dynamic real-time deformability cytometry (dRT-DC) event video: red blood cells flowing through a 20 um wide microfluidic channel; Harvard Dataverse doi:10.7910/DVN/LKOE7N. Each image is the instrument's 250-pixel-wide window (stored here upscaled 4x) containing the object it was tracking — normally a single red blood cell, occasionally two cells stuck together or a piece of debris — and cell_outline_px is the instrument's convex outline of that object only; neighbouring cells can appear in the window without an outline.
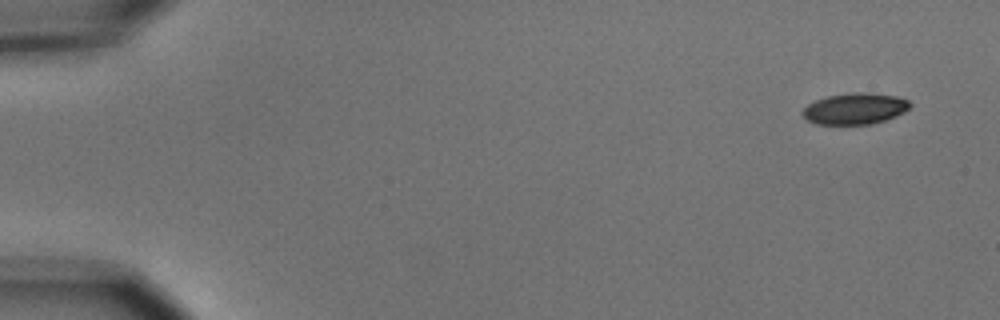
{"species": "common noctule bat (a hibernating species)", "species_latin": "Nyctalus noctula", "temperature_condition": "cold", "stored_images_in_passage": 5, "camera_frame_rate_fps": 3000, "um_per_image_px": 0.085, "animal": {"sex": "male", "body_mass_g": 15.6}, "frame": {"image": 1, "passage_image": 1, "time_ms": 0.0, "image_size_px": [1000, 320], "cell_outline_px": [[912, 104], [904, 112], [896, 116], [872, 124], [816, 124], [808, 120], [800, 112], [808, 104], [816, 100], [828, 96], [852, 92], [868, 92], [896, 96], [908, 100]], "centroid_in_image_um": [72.67, 9.23], "position_along_channel_um": 12.3, "area_um2": 19.54}}
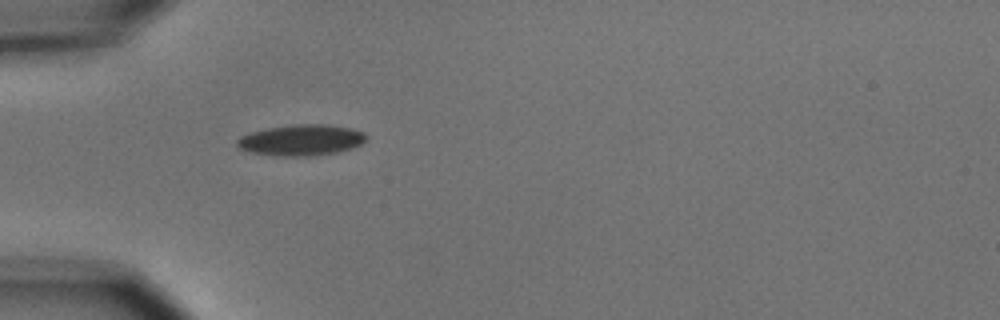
{"frame": {"image": 2, "passage_image": 5, "time_ms": 4.667, "image_size_px": [1000, 320], "cell_outline_px": [[368, 136], [360, 144], [336, 152], [304, 156], [284, 156], [252, 152], [240, 148], [236, 144], [236, 140], [240, 136], [252, 132], [268, 128], [296, 124], [324, 124], [352, 128], [364, 132]], "centroid_in_image_um": [25.6, 11.89], "position_along_channel_um": 59.4, "area_um2": 22.89}}